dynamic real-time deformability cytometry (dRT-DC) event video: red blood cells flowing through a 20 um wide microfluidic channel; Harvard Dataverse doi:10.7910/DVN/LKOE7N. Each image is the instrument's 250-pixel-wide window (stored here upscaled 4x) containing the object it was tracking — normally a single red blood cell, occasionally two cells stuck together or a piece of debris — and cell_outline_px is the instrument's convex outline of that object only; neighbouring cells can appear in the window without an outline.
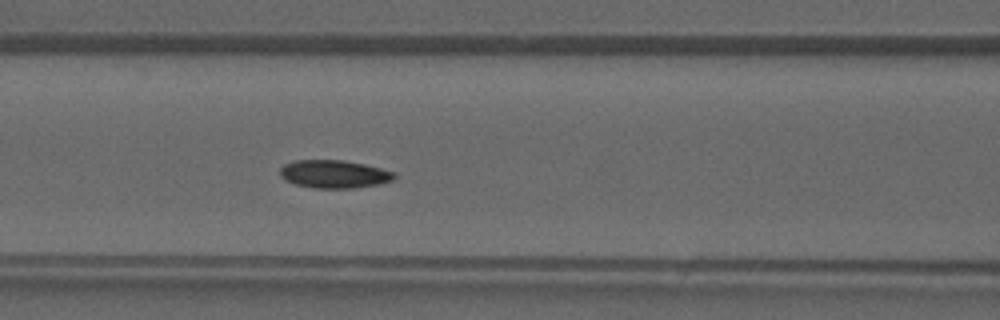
{"species": "common noctule bat (a hibernating species)", "species_latin": "Nyctalus noctula", "temperature_condition": "warm", "stored_images_in_passage": 32, "camera_frame_rate_fps": 3000, "um_per_image_px": 0.085, "animal": {"sex": "male", "forearm_length_mm": 52.5}, "frame": {"image": 1, "passage_image": 10, "time_ms": 3.0, "image_size_px": [1000, 320], "cell_outline_px": [[396, 176], [392, 180], [380, 184], [356, 188], [312, 188], [296, 184], [284, 180], [280, 176], [280, 168], [284, 164], [296, 160], [344, 160], [364, 164], [380, 168], [392, 172]], "centroid_in_image_um": [28.37, 14.8], "position_along_channel_um": 138.2, "area_um2": 18.67}}
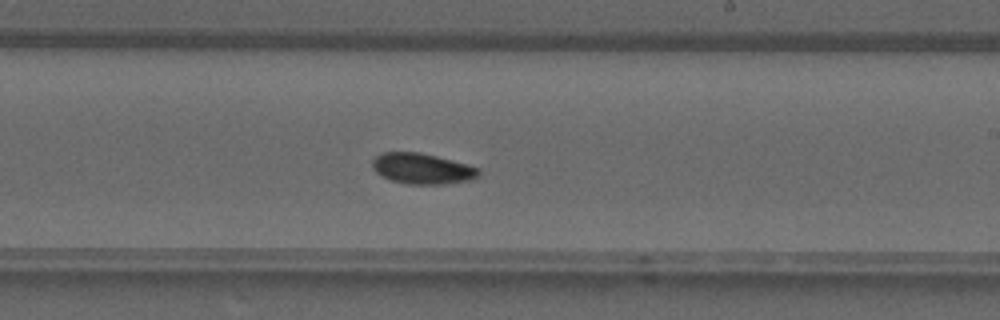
{"frame": {"image": 2, "passage_image": 17, "time_ms": 5.333, "image_size_px": [1000, 320], "cell_outline_px": [[480, 176], [472, 180], [444, 184], [408, 184], [392, 180], [376, 172], [372, 168], [372, 160], [376, 156], [384, 152], [420, 152], [436, 156], [480, 168]], "centroid_in_image_um": [35.91, 14.33], "position_along_channel_um": 253.1, "area_um2": 18.96}}
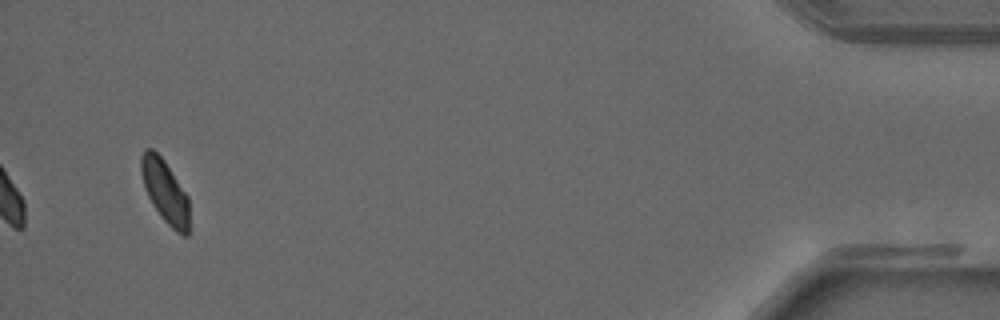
{"frame": {"image": 3, "passage_image": 32, "time_ms": 10.333, "image_size_px": [1000, 320], "cell_outline_px": [[188, 236], [184, 236], [176, 232], [164, 220], [152, 204], [144, 188], [140, 172], [140, 156], [144, 148], [152, 148], [164, 160], [188, 196]], "centroid_in_image_um": [13.99, 16.24], "position_along_channel_um": 421.2, "area_um2": 17.69}}